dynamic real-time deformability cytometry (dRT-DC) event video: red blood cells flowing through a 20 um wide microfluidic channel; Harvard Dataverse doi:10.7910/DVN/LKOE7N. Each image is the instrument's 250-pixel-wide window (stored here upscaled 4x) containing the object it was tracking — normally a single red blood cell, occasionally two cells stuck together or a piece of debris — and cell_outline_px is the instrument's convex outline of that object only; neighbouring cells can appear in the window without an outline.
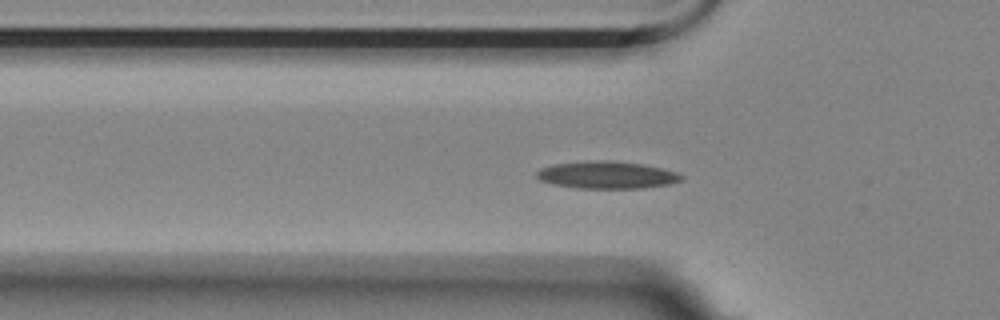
{"species": "Egyptian fruit bat (a non-hibernating species)", "species_latin": "Rousettus aegyptiacus", "temperature_condition": "room temperature", "stored_images_in_passage": 56, "camera_frame_rate_fps": 3000, "um_per_image_px": 0.085, "animal": {"sex": "female"}, "frame": {"image": 1, "passage_image": 17, "time_ms": 5.333, "image_size_px": [1000, 320], "cell_outline_px": [[684, 180], [672, 184], [644, 188], [576, 188], [552, 184], [540, 180], [536, 176], [536, 172], [540, 168], [552, 164], [588, 160], [612, 160], [640, 164], [664, 168], [676, 172], [684, 176]], "centroid_in_image_um": [51.6, 14.87], "position_along_channel_um": 74.2, "area_um2": 23.41}}
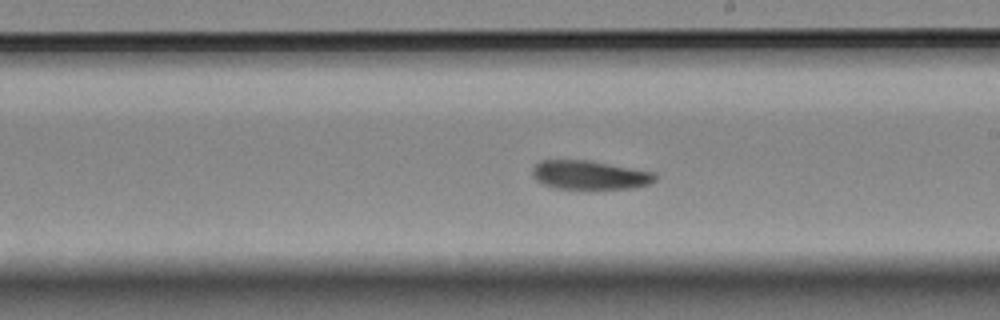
{"frame": {"image": 2, "passage_image": 31, "time_ms": 10.0, "image_size_px": [1000, 320], "cell_outline_px": [[656, 180], [648, 184], [636, 188], [552, 188], [536, 180], [532, 176], [532, 168], [540, 160], [588, 160], [656, 172]], "centroid_in_image_um": [50.12, 14.87], "position_along_channel_um": 238.9, "area_um2": 20.63}}
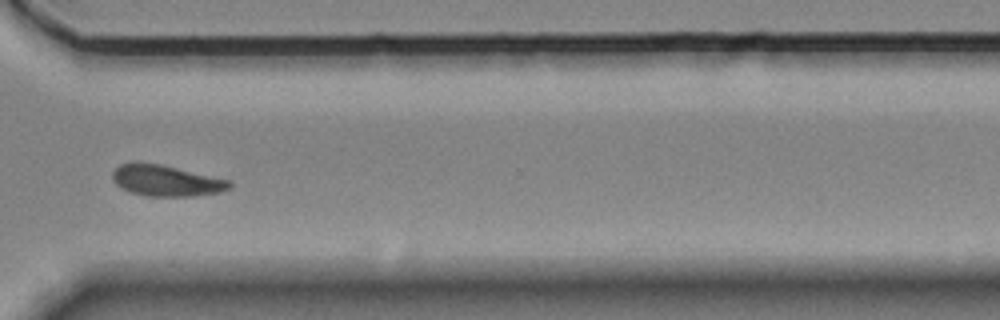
{"frame": {"image": 3, "passage_image": 41, "time_ms": 13.333, "image_size_px": [1000, 320], "cell_outline_px": [[232, 188], [220, 192], [192, 196], [148, 196], [132, 192], [120, 188], [112, 180], [112, 172], [120, 164], [160, 164], [232, 180]], "centroid_in_image_um": [14.18, 15.37], "position_along_channel_um": 356.4, "area_um2": 20.98}}